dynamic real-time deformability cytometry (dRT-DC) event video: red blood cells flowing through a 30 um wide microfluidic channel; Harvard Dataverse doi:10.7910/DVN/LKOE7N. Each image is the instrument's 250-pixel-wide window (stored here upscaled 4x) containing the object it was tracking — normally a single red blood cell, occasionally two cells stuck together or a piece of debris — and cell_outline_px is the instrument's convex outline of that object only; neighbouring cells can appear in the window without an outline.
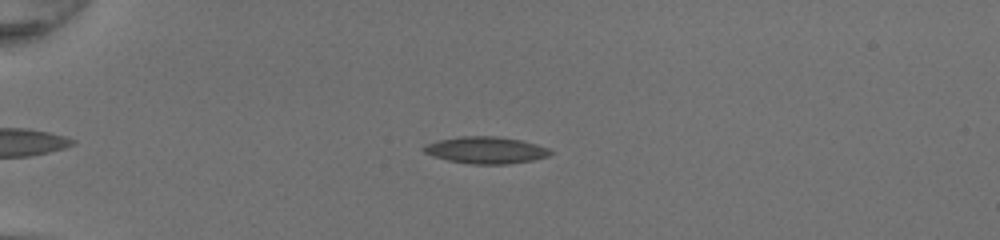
{"species": "common noctule bat (a hibernating species)", "species_latin": "Nyctalus noctula", "temperature_condition": "room temperature", "stored_images_in_passage": 47, "camera_frame_rate_fps": 3000, "um_per_image_px": 0.085, "animal": {"sex": "female", "body_mass_g": 20.0, "forearm_length_mm": 54.0}, "frame": {"image": 1, "passage_image": 11, "time_ms": 3.333, "image_size_px": [1000, 240], "cell_outline_px": [[552, 152], [548, 156], [532, 160], [508, 164], [472, 164], [448, 160], [424, 152], [420, 148], [424, 144], [440, 140], [460, 136], [500, 136], [520, 140], [536, 144], [548, 148]], "centroid_in_image_um": [41.28, 12.75], "position_along_channel_um": 43.7, "area_um2": 19.71}}
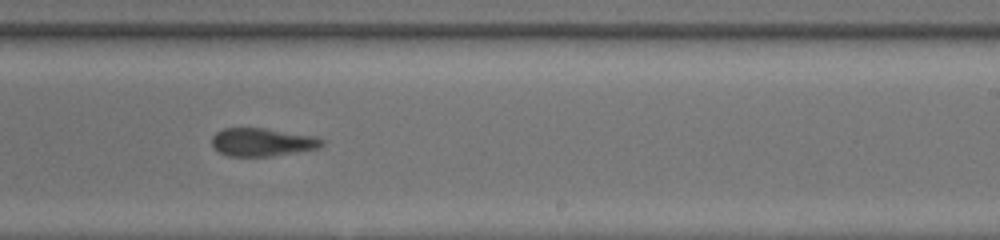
{"frame": {"image": 2, "passage_image": 30, "time_ms": 9.667, "image_size_px": [1000, 240], "cell_outline_px": [[324, 144], [320, 148], [272, 156], [228, 156], [212, 148], [212, 136], [216, 132], [224, 128], [264, 128], [316, 136], [324, 140]], "centroid_in_image_um": [22.3, 12.08], "position_along_channel_um": 266.7, "area_um2": 18.15}}
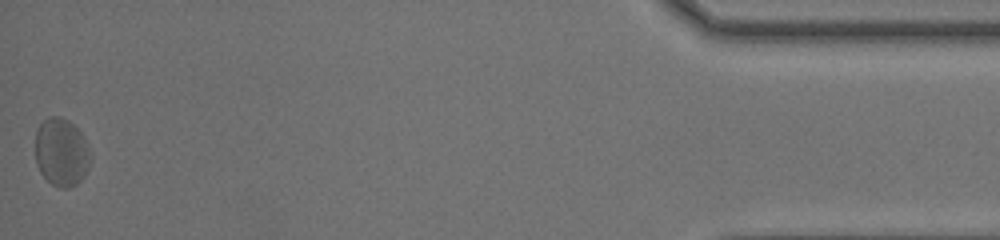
{"frame": {"image": 3, "passage_image": 47, "time_ms": 15.333, "image_size_px": [1000, 240], "cell_outline_px": [[92, 156], [88, 168], [84, 176], [76, 184], [68, 188], [60, 188], [52, 184], [40, 172], [36, 164], [36, 132], [40, 124], [48, 116], [60, 116], [68, 120], [84, 136], [88, 144]], "centroid_in_image_um": [5.24, 12.93], "position_along_channel_um": 430.0, "area_um2": 22.02}, "authors_computed_cell_mechanics": {"area_um2": 19.1896, "velocity_mm_per_s": 4.2703, "shape_relaxation_time_tau1_ms": 4.1565, "shape_relaxation_time_tau2_ms": 2.0691, "deformation_change_tau1": 0.1054, "deformation_change_tau2": 0.1006}}